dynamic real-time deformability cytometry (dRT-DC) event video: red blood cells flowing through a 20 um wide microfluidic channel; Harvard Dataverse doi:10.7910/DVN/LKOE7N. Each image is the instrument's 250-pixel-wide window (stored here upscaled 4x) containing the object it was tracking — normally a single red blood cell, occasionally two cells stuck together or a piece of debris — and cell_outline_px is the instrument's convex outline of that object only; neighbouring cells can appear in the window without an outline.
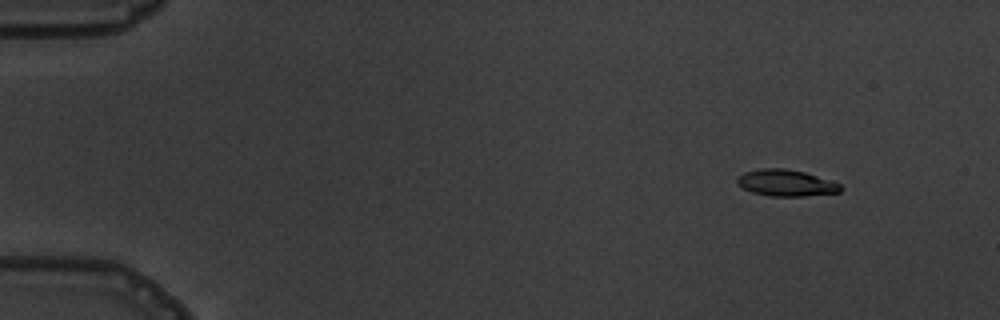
{"species": "common noctule bat (a hibernating species)", "species_latin": "Nyctalus noctula", "temperature_condition": "warm", "stored_images_in_passage": 7, "camera_frame_rate_fps": 3000, "um_per_image_px": 0.085, "animal": {"sex": "male", "body_mass_g": 19.5, "forearm_length_mm": 54.6}, "frame": {"image": 1, "passage_image": 1, "time_ms": 0.0, "image_size_px": [1000, 320], "cell_outline_px": [[844, 188], [840, 192], [804, 196], [772, 196], [752, 192], [736, 184], [736, 180], [744, 172], [760, 168], [784, 168], [804, 172], [840, 184]], "centroid_in_image_um": [66.8, 15.55], "position_along_channel_um": 18.2, "area_um2": 15.84}}